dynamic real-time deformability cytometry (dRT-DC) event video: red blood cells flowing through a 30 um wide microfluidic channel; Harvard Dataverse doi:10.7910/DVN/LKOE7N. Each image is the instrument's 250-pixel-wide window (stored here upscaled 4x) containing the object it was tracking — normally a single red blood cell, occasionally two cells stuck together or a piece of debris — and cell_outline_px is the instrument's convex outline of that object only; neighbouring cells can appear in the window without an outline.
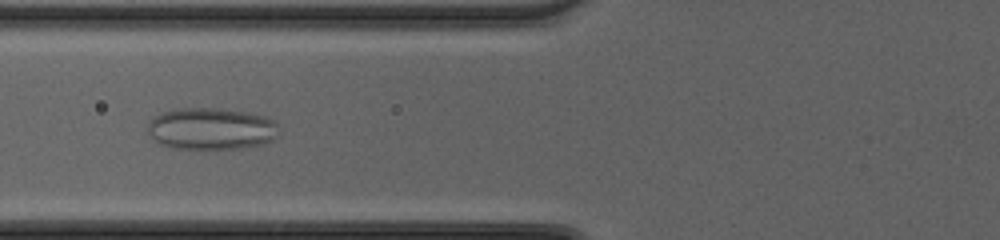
{"species": "common noctule bat (a hibernating species)", "species_latin": "Nyctalus noctula", "temperature_condition": "cold", "stored_images_in_passage": 48, "camera_frame_rate_fps": 3000, "um_per_image_px": 0.085, "animal": {"sex": "female", "body_mass_g": 20.0, "forearm_length_mm": 54.0}, "frame": {"image": 1, "passage_image": 19, "time_ms": 6.0, "image_size_px": [1000, 240], "cell_outline_px": [[276, 136], [260, 144], [240, 148], [172, 148], [160, 144], [148, 132], [148, 124], [152, 116], [176, 108], [216, 108], [244, 112], [264, 116], [272, 120], [276, 124]], "centroid_in_image_um": [17.88, 10.93], "position_along_channel_um": 107.9, "area_um2": 31.44}}
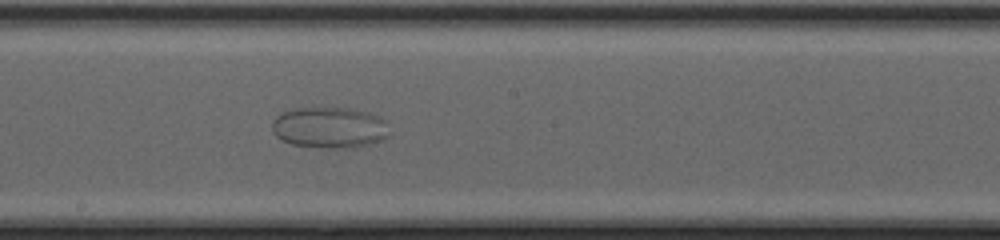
{"frame": {"image": 2, "passage_image": 27, "time_ms": 8.667, "image_size_px": [1000, 240], "cell_outline_px": [[384, 136], [380, 140], [368, 144], [348, 148], [328, 148], [292, 144], [276, 136], [272, 132], [272, 120], [276, 116], [284, 112], [296, 108], [348, 108], [368, 112], [384, 120]], "centroid_in_image_um": [27.91, 10.83], "position_along_channel_um": 220.3, "area_um2": 27.4}}
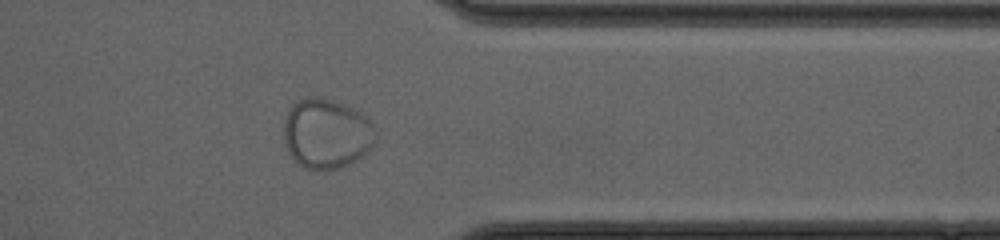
{"frame": {"image": 3, "passage_image": 39, "time_ms": 12.667, "image_size_px": [1000, 240], "cell_outline_px": [[372, 144], [356, 160], [348, 164], [336, 168], [308, 168], [300, 164], [292, 156], [284, 140], [284, 124], [288, 112], [292, 104], [308, 96], [332, 100], [344, 104], [368, 116], [372, 124]], "centroid_in_image_um": [27.72, 11.31], "position_along_channel_um": 383.7, "area_um2": 36.24}}